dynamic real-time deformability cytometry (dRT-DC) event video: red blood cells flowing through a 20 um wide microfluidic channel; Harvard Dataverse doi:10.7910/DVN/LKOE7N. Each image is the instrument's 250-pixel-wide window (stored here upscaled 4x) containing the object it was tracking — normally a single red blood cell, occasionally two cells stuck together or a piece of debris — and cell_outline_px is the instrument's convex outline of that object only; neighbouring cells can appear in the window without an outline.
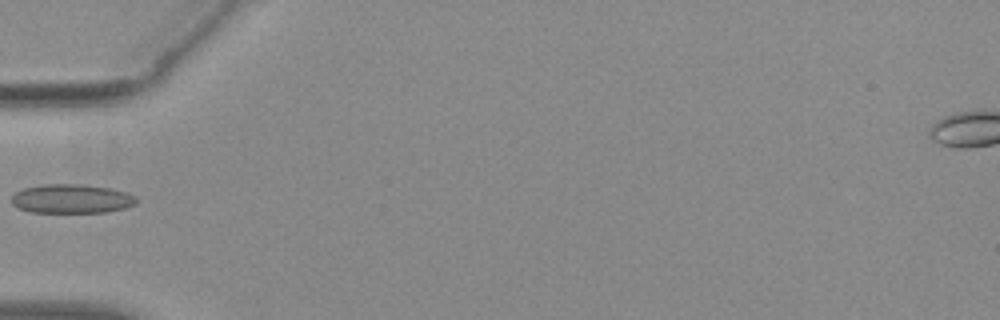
{"species": "common noctule bat (a hibernating species)", "species_latin": "Nyctalus noctula", "temperature_condition": "warm", "stored_images_in_passage": 35, "camera_frame_rate_fps": 3000, "um_per_image_px": 0.085, "animal": {"sex": "female", "body_mass_g": 29.2, "forearm_length_mm": 56.3}, "frame": {"image": 1, "passage_image": 1, "time_ms": 0.0, "image_size_px": [1000, 320], "cell_outline_px": [[136, 204], [124, 208], [108, 212], [32, 212], [20, 208], [12, 204], [12, 196], [16, 192], [24, 188], [44, 184], [84, 184], [108, 188], [124, 192], [136, 196]], "centroid_in_image_um": [6.09, 16.89], "position_along_channel_um": 78.9, "area_um2": 20.98}}
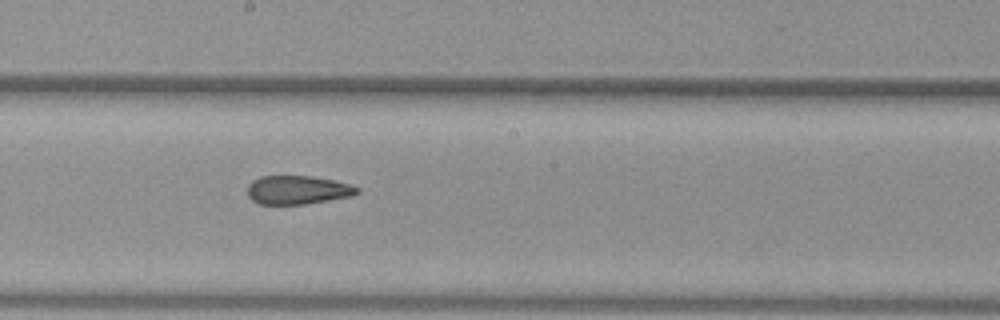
{"frame": {"image": 2, "passage_image": 12, "time_ms": 3.667, "image_size_px": [1000, 320], "cell_outline_px": [[360, 192], [352, 196], [304, 204], [256, 204], [248, 196], [248, 184], [252, 180], [260, 176], [312, 176], [332, 180], [348, 184], [360, 188]], "centroid_in_image_um": [25.27, 16.14], "position_along_channel_um": 222.9, "area_um2": 18.32}}
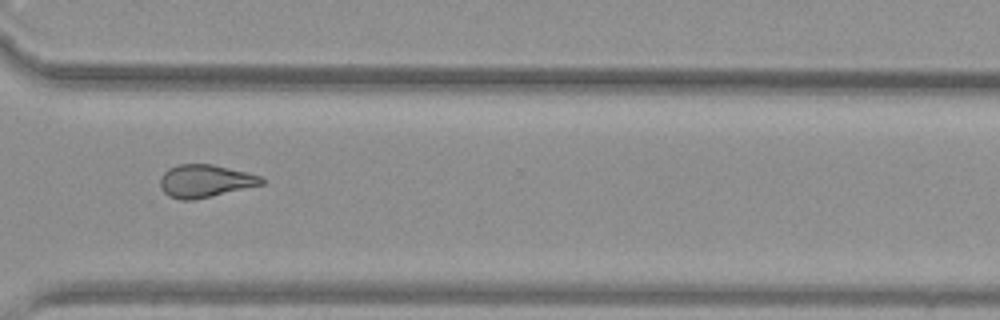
{"frame": {"image": 3, "passage_image": 22, "time_ms": 7.0, "image_size_px": [1000, 320], "cell_outline_px": [[264, 184], [212, 196], [192, 200], [180, 200], [168, 196], [160, 188], [160, 176], [168, 168], [180, 164], [212, 164], [248, 172], [260, 176], [264, 180]], "centroid_in_image_um": [17.41, 15.38], "position_along_channel_um": 353.2, "area_um2": 19.42}}